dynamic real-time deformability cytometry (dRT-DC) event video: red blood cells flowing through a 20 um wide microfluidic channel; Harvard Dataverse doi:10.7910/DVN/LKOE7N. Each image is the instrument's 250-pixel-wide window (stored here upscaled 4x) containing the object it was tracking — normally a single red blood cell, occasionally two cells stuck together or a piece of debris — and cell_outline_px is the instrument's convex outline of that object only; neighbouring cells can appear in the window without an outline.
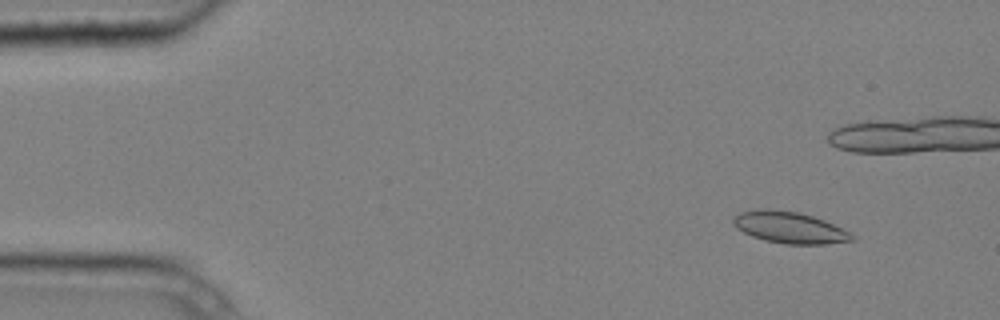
{"species": "common noctule bat (a hibernating species)", "species_latin": "Nyctalus noctula", "temperature_condition": "cold", "stored_images_in_passage": 6, "camera_frame_rate_fps": 3000, "um_per_image_px": 0.085, "animal": {"sex": "male", "body_mass_g": 20.4}, "frame": {"image": 1, "passage_image": 1, "time_ms": 0.0, "image_size_px": [1000, 320], "cell_outline_px": [[856, 240], [824, 244], [784, 244], [764, 240], [752, 236], [736, 228], [732, 224], [732, 216], [740, 212], [764, 208], [768, 208], [800, 212], [824, 220], [856, 236]], "centroid_in_image_um": [67.07, 19.33], "position_along_channel_um": 17.9, "area_um2": 21.91}}